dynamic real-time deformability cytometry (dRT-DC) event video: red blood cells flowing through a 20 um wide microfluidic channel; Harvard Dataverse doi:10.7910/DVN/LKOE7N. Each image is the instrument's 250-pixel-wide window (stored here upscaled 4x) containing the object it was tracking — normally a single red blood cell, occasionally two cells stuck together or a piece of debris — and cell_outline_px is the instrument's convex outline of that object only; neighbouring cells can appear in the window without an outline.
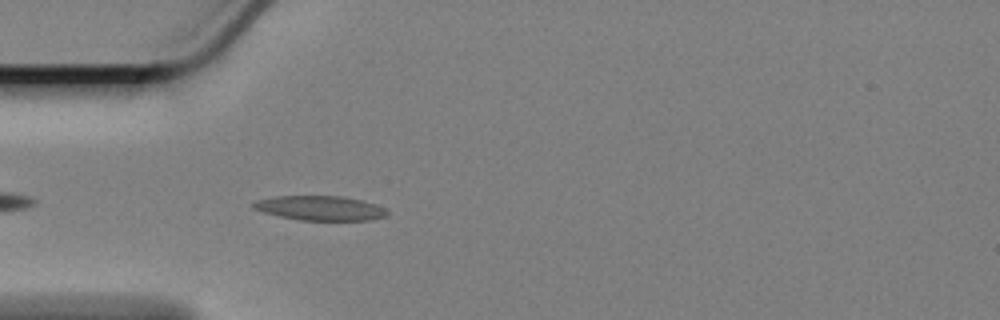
{"species": "Egyptian fruit bat (a non-hibernating species)", "species_latin": "Rousettus aegyptiacus", "temperature_condition": "cold", "stored_images_in_passage": 24, "camera_frame_rate_fps": 3000, "um_per_image_px": 0.085, "animal": {"sex": "female"}, "frame": {"image": 1, "passage_image": 4, "time_ms": 1.0, "image_size_px": [1000, 320], "cell_outline_px": [[388, 216], [368, 220], [300, 220], [280, 216], [264, 212], [252, 208], [252, 204], [256, 200], [276, 196], [340, 196], [360, 200], [384, 208], [388, 212]], "centroid_in_image_um": [27.19, 17.69], "position_along_channel_um": 57.8, "area_um2": 18.9}}
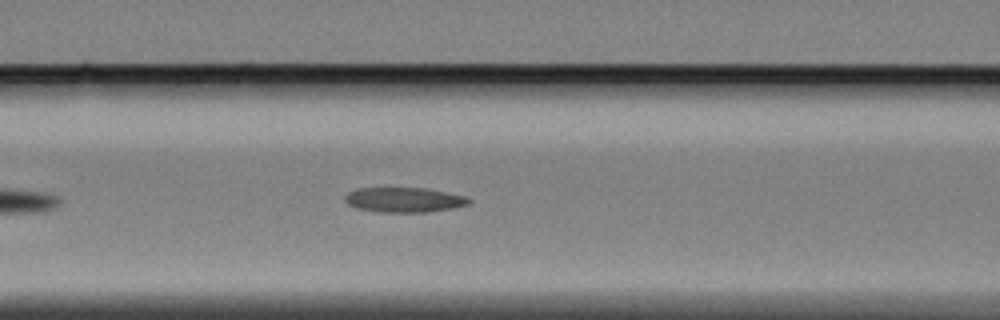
{"frame": {"image": 2, "passage_image": 11, "time_ms": 3.333, "image_size_px": [1000, 320], "cell_outline_px": [[472, 200], [468, 204], [452, 208], [428, 212], [380, 212], [356, 208], [348, 204], [344, 200], [344, 196], [348, 192], [360, 188], [424, 188], [464, 196]], "centroid_in_image_um": [34.31, 16.99], "position_along_channel_um": 132.3, "area_um2": 17.8}}
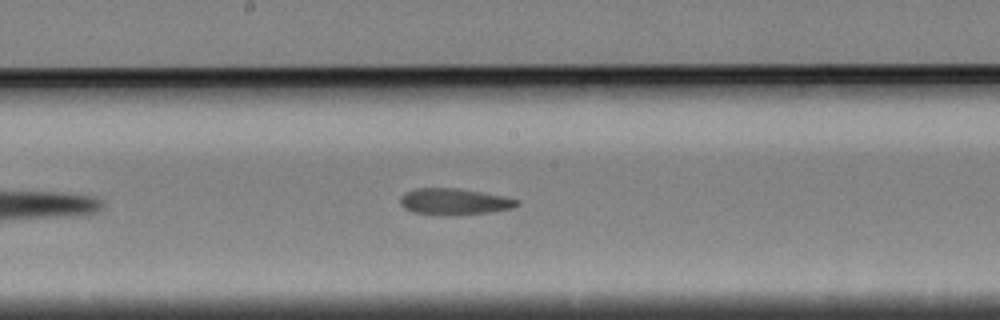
{"frame": {"image": 3, "passage_image": 18, "time_ms": 5.667, "image_size_px": [1000, 320], "cell_outline_px": [[520, 204], [512, 208], [492, 212], [448, 216], [412, 212], [404, 208], [400, 204], [400, 196], [404, 192], [416, 188], [456, 188], [504, 196], [520, 200]], "centroid_in_image_um": [38.6, 17.14], "position_along_channel_um": 209.6, "area_um2": 18.15}}